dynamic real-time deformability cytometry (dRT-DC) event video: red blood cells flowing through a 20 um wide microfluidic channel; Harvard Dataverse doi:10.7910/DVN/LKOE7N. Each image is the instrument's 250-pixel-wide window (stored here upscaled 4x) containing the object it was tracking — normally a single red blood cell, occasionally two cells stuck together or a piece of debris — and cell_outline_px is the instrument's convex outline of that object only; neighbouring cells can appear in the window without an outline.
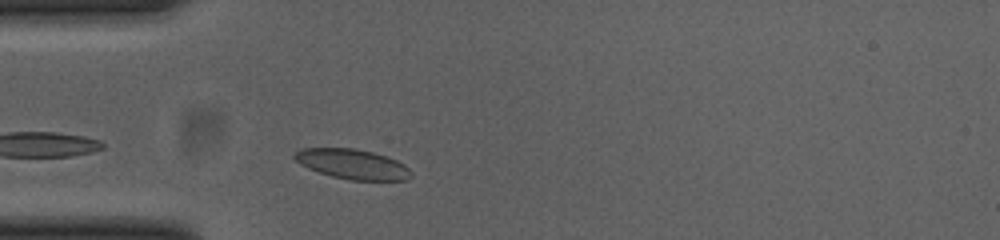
{"species": "common noctule bat (a hibernating species)", "species_latin": "Nyctalus noctula", "temperature_condition": "cold", "stored_images_in_passage": 13, "camera_frame_rate_fps": 3000, "um_per_image_px": 0.085, "animal": {"sex": "female", "body_mass_g": 23.0, "forearm_length_mm": 53.4}, "frame": {"image": 1, "passage_image": 3, "time_ms": 0.667, "image_size_px": [1000, 240], "cell_outline_px": [[412, 176], [408, 180], [348, 180], [332, 176], [308, 168], [300, 164], [292, 156], [296, 152], [304, 148], [356, 148], [372, 152], [396, 160], [404, 164], [412, 172]], "centroid_in_image_um": [29.97, 13.95], "position_along_channel_um": 55.0, "area_um2": 20.23}}